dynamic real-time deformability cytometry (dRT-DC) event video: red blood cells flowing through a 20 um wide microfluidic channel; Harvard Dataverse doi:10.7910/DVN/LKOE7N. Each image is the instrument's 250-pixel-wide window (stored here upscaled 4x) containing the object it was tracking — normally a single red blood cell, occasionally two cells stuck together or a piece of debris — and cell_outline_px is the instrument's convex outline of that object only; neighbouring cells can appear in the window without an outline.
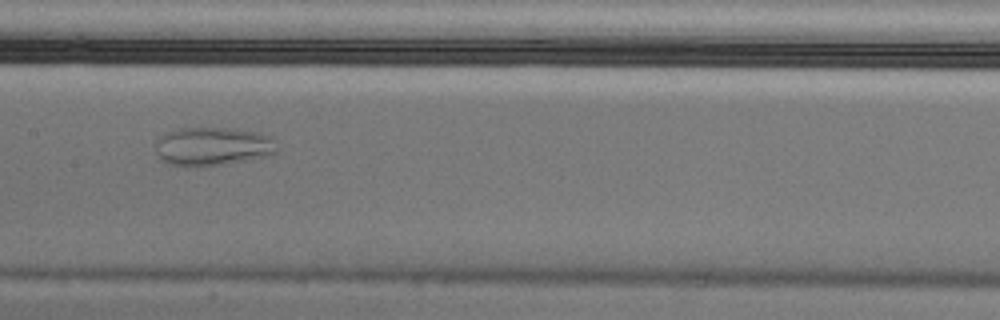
{"species": "Egyptian fruit bat (a non-hibernating species)", "species_latin": "Rousettus aegyptiacus", "temperature_condition": "cold", "stored_images_in_passage": 57, "camera_frame_rate_fps": 3000, "um_per_image_px": 0.085, "animal": {"sex": "male"}, "frame": {"image": 1, "passage_image": 29, "time_ms": 9.333, "image_size_px": [1000, 320], "cell_outline_px": [[280, 148], [272, 156], [224, 164], [196, 168], [184, 168], [168, 164], [160, 160], [156, 148], [156, 140], [160, 136], [168, 132], [180, 128], [236, 128], [256, 132], [268, 136], [276, 140]], "centroid_in_image_um": [18.1, 12.47], "position_along_channel_um": 189.3, "area_um2": 28.09}}
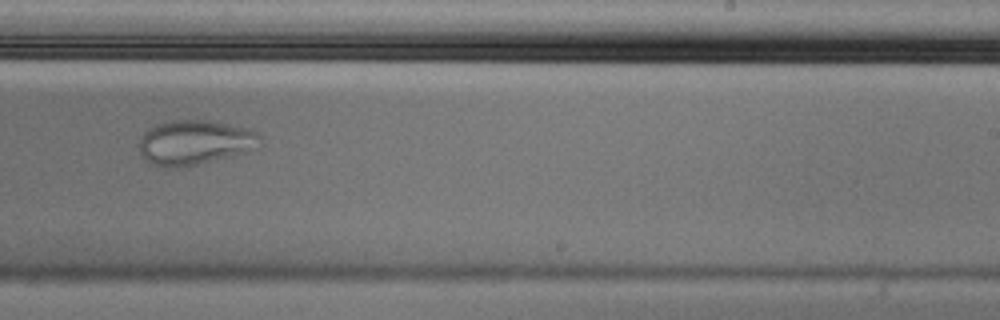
{"frame": {"image": 2, "passage_image": 36, "time_ms": 11.667, "image_size_px": [1000, 320], "cell_outline_px": [[260, 136], [256, 148], [228, 156], [196, 164], [176, 168], [164, 168], [148, 160], [140, 152], [140, 140], [144, 132], [156, 124], [176, 120], [208, 120], [244, 128], [260, 132]], "centroid_in_image_um": [16.54, 12.09], "position_along_channel_um": 272.5, "area_um2": 30.69}}
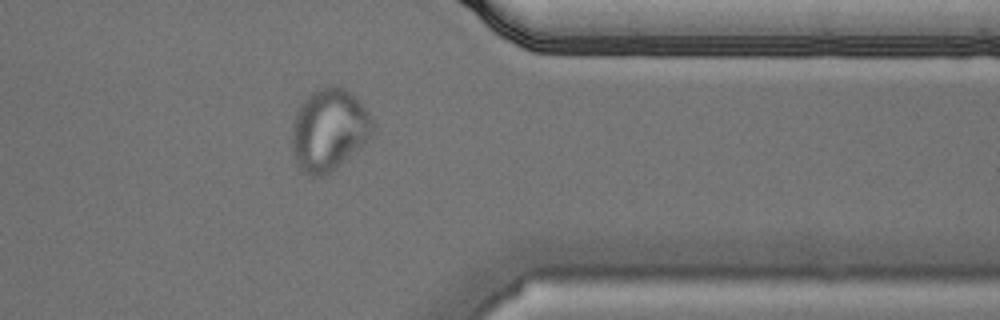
{"frame": {"image": 3, "passage_image": 46, "time_ms": 15.0, "image_size_px": [1000, 320], "cell_outline_px": [[376, 132], [372, 136], [324, 176], [308, 176], [300, 168], [292, 156], [292, 128], [296, 112], [300, 104], [316, 88], [328, 84], [336, 84], [344, 88], [356, 96], [368, 112], [372, 120]], "centroid_in_image_um": [27.95, 10.98], "position_along_channel_um": 383.4, "area_um2": 38.67}}